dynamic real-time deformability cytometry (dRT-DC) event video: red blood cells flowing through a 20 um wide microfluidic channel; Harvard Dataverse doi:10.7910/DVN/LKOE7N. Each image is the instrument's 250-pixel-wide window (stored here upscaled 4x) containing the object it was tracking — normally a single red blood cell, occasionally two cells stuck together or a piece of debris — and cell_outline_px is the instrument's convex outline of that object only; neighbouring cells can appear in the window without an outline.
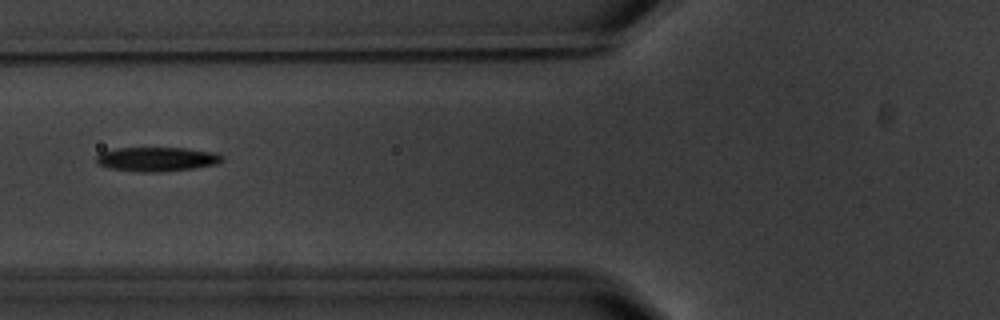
{"species": "common noctule bat (a hibernating species)", "species_latin": "Nyctalus noctula", "temperature_condition": "warm", "stored_images_in_passage": 4, "camera_frame_rate_fps": 3000, "um_per_image_px": 0.085, "animal": {"sex": "male", "body_mass_g": 20.1, "forearm_length_mm": 53.5}, "frame": {"image": 1, "passage_image": 3, "time_ms": 2.333, "image_size_px": [1000, 320], "cell_outline_px": [[224, 160], [216, 164], [192, 168], [160, 172], [144, 172], [108, 168], [100, 164], [96, 160], [96, 156], [100, 152], [116, 148], [184, 148], [212, 152], [224, 156]], "centroid_in_image_um": [13.32, 13.52], "position_along_channel_um": 112.5, "area_um2": 17.63}}
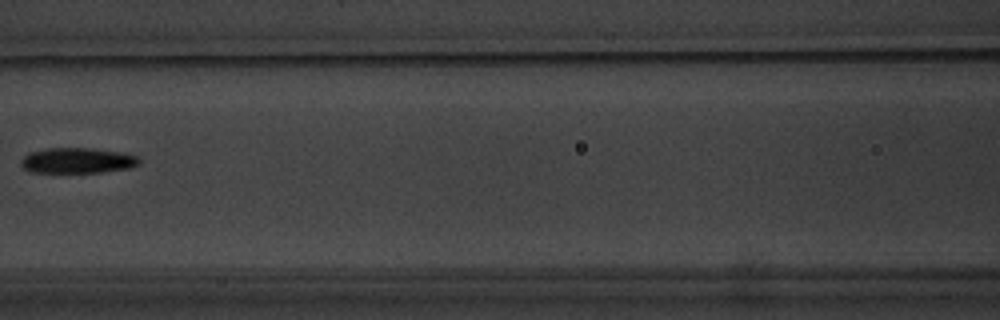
{"frame": {"image": 2, "passage_image": 4, "time_ms": 3.667, "image_size_px": [1000, 320], "cell_outline_px": [[140, 164], [132, 168], [100, 172], [32, 172], [24, 168], [20, 164], [20, 160], [28, 152], [44, 148], [92, 148], [120, 152], [136, 156], [140, 160]], "centroid_in_image_um": [6.57, 13.64], "position_along_channel_um": 160.0, "area_um2": 17.63}}